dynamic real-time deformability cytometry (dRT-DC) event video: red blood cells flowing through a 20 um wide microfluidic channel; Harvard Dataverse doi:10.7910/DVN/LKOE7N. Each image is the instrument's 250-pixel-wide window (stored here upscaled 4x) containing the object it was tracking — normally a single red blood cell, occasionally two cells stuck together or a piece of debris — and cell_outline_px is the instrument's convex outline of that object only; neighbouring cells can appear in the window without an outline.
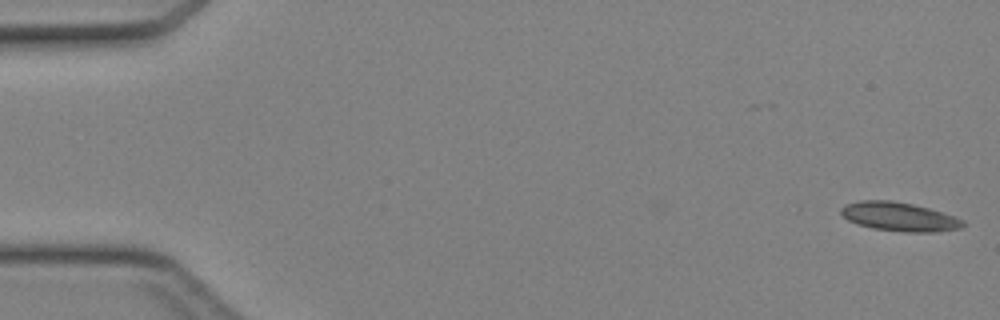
{"species": "Egyptian fruit bat (a non-hibernating species)", "species_latin": "Rousettus aegyptiacus", "temperature_condition": "cold", "stored_images_in_passage": 46, "camera_frame_rate_fps": 3000, "um_per_image_px": 0.085, "animal": {"sex": "female"}, "frame": {"image": 1, "passage_image": 1, "time_ms": 0.0, "image_size_px": [1000, 320], "cell_outline_px": [[964, 224], [960, 228], [936, 232], [904, 232], [872, 228], [848, 220], [840, 212], [840, 208], [844, 204], [860, 200], [892, 200], [912, 204], [928, 208], [964, 220]], "centroid_in_image_um": [76.4, 18.41], "position_along_channel_um": 8.6, "area_um2": 20.35}}
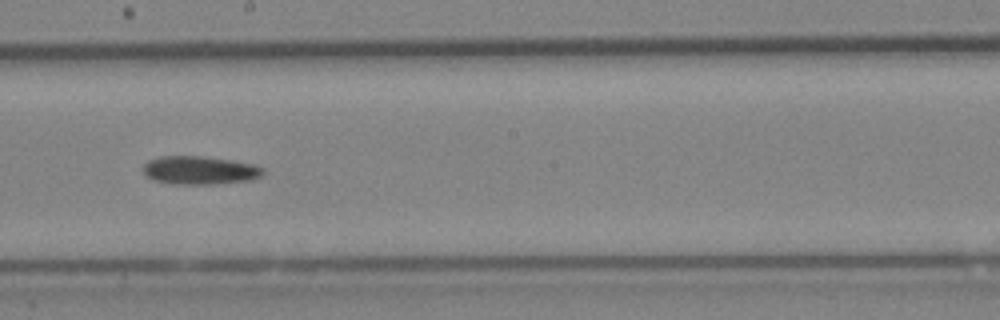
{"frame": {"image": 2, "passage_image": 26, "time_ms": 8.333, "image_size_px": [1000, 320], "cell_outline_px": [[264, 172], [260, 176], [252, 180], [216, 184], [176, 184], [152, 180], [144, 172], [144, 164], [148, 160], [160, 156], [200, 156], [228, 160], [252, 164], [264, 168]], "centroid_in_image_um": [16.97, 14.48], "position_along_channel_um": 231.2, "area_um2": 19.65}}
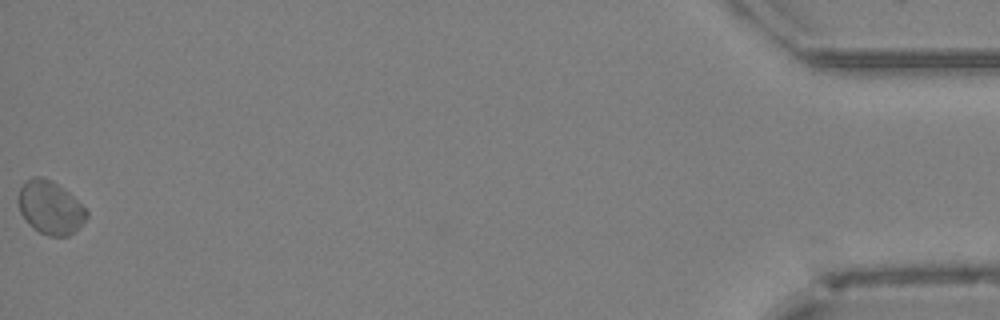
{"frame": {"image": 3, "passage_image": 46, "time_ms": 15.0, "image_size_px": [1000, 320], "cell_outline_px": [[88, 216], [68, 236], [48, 236], [32, 228], [28, 224], [20, 212], [16, 200], [20, 188], [24, 180], [32, 176], [40, 176], [56, 184], [68, 192], [88, 212]], "centroid_in_image_um": [4.2, 17.64], "position_along_channel_um": 431.0, "area_um2": 20.98}}